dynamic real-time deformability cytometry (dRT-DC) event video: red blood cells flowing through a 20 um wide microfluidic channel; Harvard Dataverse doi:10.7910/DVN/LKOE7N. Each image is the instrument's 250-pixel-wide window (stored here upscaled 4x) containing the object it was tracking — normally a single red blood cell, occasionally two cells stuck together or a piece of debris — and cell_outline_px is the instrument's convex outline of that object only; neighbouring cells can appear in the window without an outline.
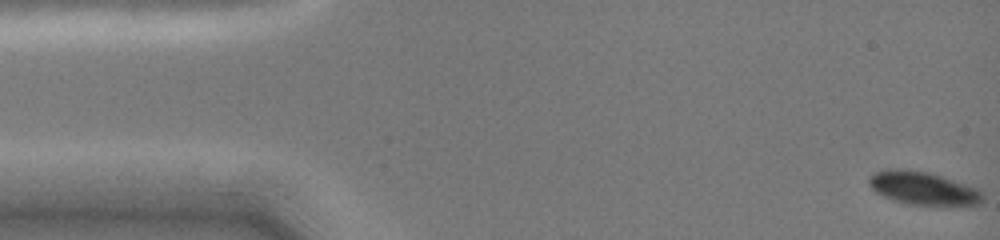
{"species": "common noctule bat (a hibernating species)", "species_latin": "Nyctalus noctula", "temperature_condition": "cold", "stored_images_in_passage": 12, "camera_frame_rate_fps": 3000, "um_per_image_px": 0.085, "animal": {"sex": "female", "body_mass_g": 19.0, "forearm_length_mm": 51.5}, "frame": {"image": 1, "passage_image": 1, "time_ms": 0.0, "image_size_px": [1000, 240], "cell_outline_px": [[984, 204], [944, 208], [904, 204], [892, 200], [876, 192], [868, 184], [868, 180], [876, 172], [888, 168], [900, 168], [928, 172], [976, 188], [984, 192]], "centroid_in_image_um": [78.54, 16.07], "position_along_channel_um": 6.5, "area_um2": 22.83}}
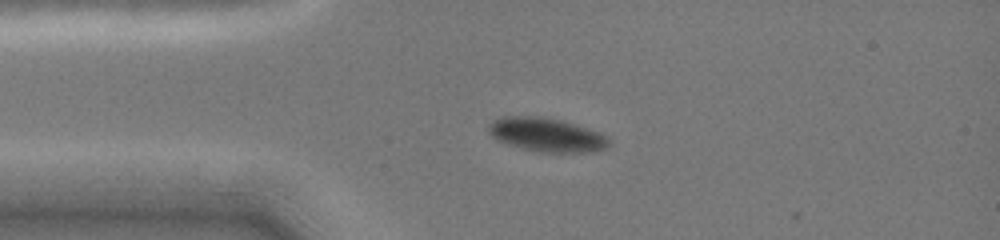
{"frame": {"image": 2, "passage_image": 11, "time_ms": 3.333, "image_size_px": [1000, 240], "cell_outline_px": [[612, 144], [608, 148], [592, 152], [540, 152], [520, 148], [496, 140], [488, 132], [488, 124], [492, 120], [500, 116], [540, 116], [564, 120], [600, 132]], "centroid_in_image_um": [46.44, 11.45], "position_along_channel_um": 38.6, "area_um2": 24.1}}